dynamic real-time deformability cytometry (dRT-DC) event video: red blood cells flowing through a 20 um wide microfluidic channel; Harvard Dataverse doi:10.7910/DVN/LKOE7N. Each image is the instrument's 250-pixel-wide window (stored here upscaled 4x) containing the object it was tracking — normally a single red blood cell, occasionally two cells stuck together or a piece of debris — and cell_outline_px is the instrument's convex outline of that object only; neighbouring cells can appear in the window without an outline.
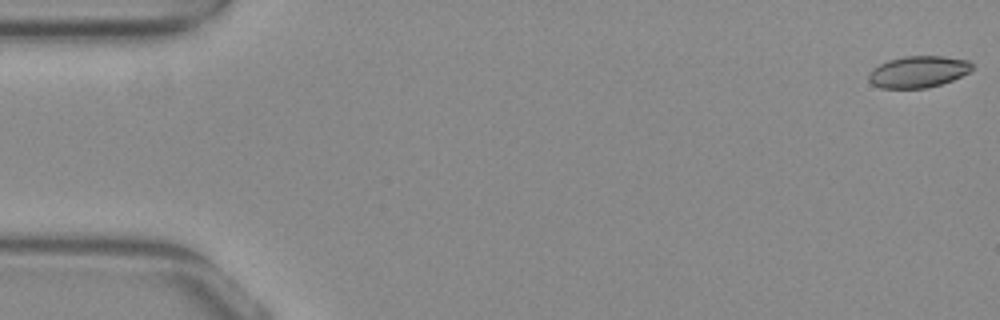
{"species": "common noctule bat (a hibernating species)", "species_latin": "Nyctalus noctula", "temperature_condition": "warm", "stored_images_in_passage": 15, "camera_frame_rate_fps": 3000, "um_per_image_px": 0.085, "animal": {"sex": "female", "body_mass_g": 29.2, "forearm_length_mm": 56.3}, "frame": {"image": 1, "passage_image": 1, "time_ms": 0.0, "image_size_px": [1000, 320], "cell_outline_px": [[972, 68], [968, 72], [952, 80], [928, 88], [880, 88], [872, 84], [868, 80], [868, 72], [872, 68], [888, 60], [904, 56], [944, 56], [968, 60], [972, 64]], "centroid_in_image_um": [78.01, 6.1], "position_along_channel_um": 7.0, "area_um2": 19.07}}
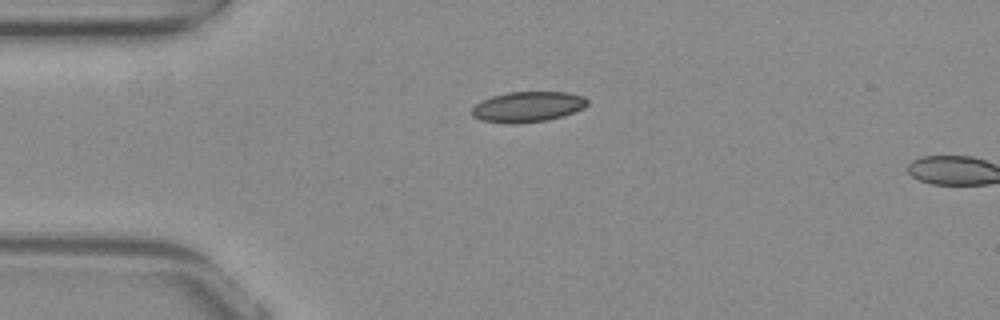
{"frame": {"image": 2, "passage_image": 13, "time_ms": 4.0, "image_size_px": [1000, 320], "cell_outline_px": [[588, 104], [584, 108], [548, 120], [512, 124], [480, 120], [472, 116], [472, 108], [480, 100], [492, 96], [508, 92], [568, 92], [584, 96], [588, 100]], "centroid_in_image_um": [44.84, 9.07], "position_along_channel_um": 40.2, "area_um2": 20.52}}